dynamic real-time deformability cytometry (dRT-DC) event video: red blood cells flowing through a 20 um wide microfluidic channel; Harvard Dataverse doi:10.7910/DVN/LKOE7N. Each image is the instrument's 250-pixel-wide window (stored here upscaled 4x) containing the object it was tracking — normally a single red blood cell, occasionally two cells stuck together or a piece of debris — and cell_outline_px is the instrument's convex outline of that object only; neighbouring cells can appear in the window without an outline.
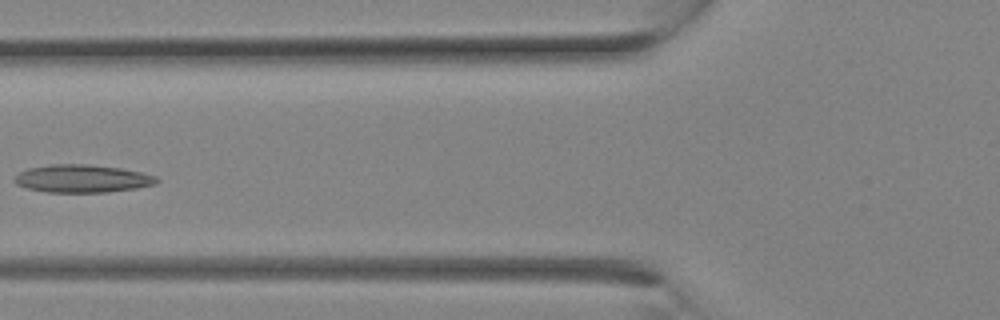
{"species": "Egyptian fruit bat (a non-hibernating species)", "species_latin": "Rousettus aegyptiacus", "temperature_condition": "room temperature", "stored_images_in_passage": 27, "camera_frame_rate_fps": 3000, "um_per_image_px": 0.085, "animal": {"sex": "female"}, "frame": {"image": 1, "passage_image": 11, "time_ms": 3.333, "image_size_px": [1000, 320], "cell_outline_px": [[160, 180], [156, 184], [136, 188], [108, 192], [48, 192], [28, 188], [16, 184], [12, 180], [20, 172], [28, 168], [52, 164], [88, 164], [120, 168], [140, 172], [156, 176]], "centroid_in_image_um": [7.0, 15.18], "position_along_channel_um": 118.8, "area_um2": 23.0}}
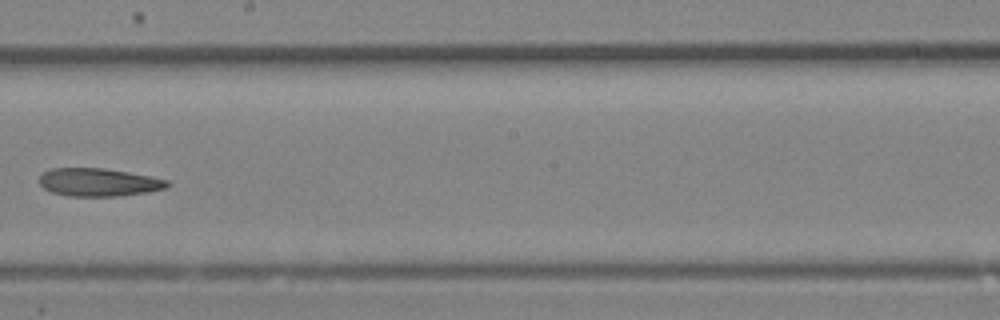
{"frame": {"image": 2, "passage_image": 16, "time_ms": 5.0, "image_size_px": [1000, 320], "cell_outline_px": [[172, 184], [168, 188], [148, 192], [116, 196], [68, 196], [52, 192], [44, 188], [36, 180], [44, 172], [52, 168], [104, 168], [128, 172], [168, 180]], "centroid_in_image_um": [8.38, 15.49], "position_along_channel_um": 239.8, "area_um2": 20.98}}
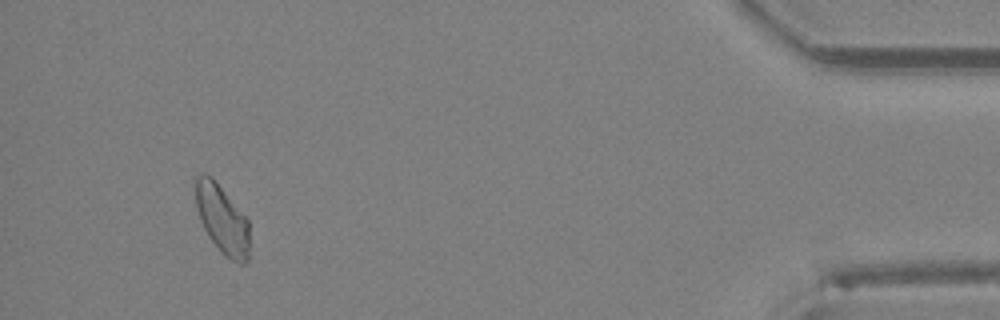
{"frame": {"image": 3, "passage_image": 26, "time_ms": 8.333, "image_size_px": [1000, 320], "cell_outline_px": [[248, 260], [244, 264], [240, 264], [224, 256], [220, 252], [208, 236], [200, 220], [196, 208], [196, 176], [200, 172], [204, 172], [212, 176], [248, 220]], "centroid_in_image_um": [18.86, 18.63], "position_along_channel_um": 416.3, "area_um2": 21.56}}